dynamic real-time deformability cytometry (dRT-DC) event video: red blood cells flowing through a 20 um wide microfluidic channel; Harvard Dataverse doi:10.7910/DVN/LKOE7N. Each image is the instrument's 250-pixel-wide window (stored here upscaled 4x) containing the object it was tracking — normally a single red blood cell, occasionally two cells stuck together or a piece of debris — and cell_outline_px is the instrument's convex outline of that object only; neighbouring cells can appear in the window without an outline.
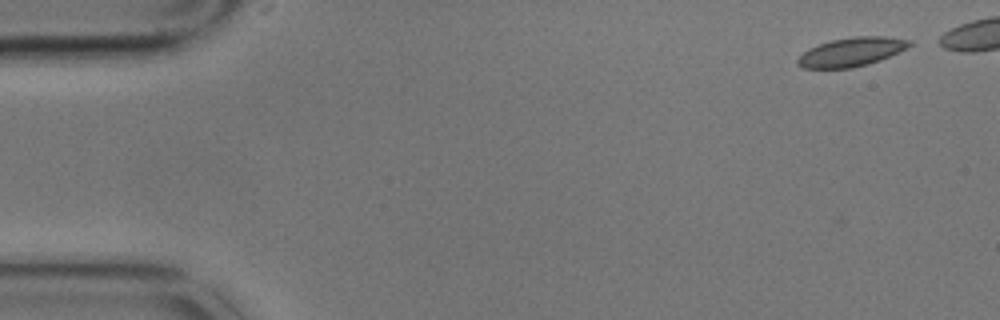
{"species": "common noctule bat (a hibernating species)", "species_latin": "Nyctalus noctula", "temperature_condition": "cold", "stored_images_in_passage": 3, "camera_frame_rate_fps": 3000, "um_per_image_px": 0.085, "animal": {"sex": "male", "body_mass_g": 17.9}, "frame": {"image": 1, "passage_image": 1, "time_ms": 0.0, "image_size_px": [1000, 320], "cell_outline_px": [[912, 44], [880, 60], [868, 64], [852, 68], [804, 68], [796, 64], [796, 60], [808, 48], [832, 40], [852, 36], [884, 36], [912, 40]], "centroid_in_image_um": [72.34, 4.41], "position_along_channel_um": 12.7, "area_um2": 18.61}}